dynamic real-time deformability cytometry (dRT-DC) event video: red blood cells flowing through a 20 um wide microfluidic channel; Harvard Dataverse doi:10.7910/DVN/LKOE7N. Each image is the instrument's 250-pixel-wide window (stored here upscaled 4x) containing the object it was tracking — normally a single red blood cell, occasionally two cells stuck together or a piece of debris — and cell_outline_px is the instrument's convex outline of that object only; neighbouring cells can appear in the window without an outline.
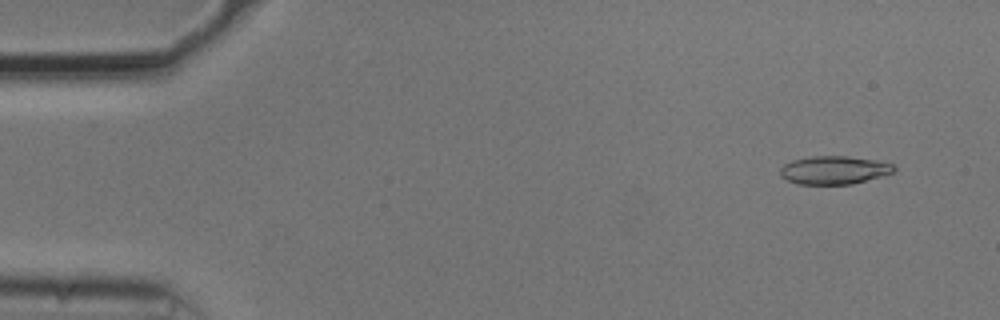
{"species": "common noctule bat (a hibernating species)", "species_latin": "Nyctalus noctula", "temperature_condition": "cold", "stored_images_in_passage": 20, "camera_frame_rate_fps": 3000, "um_per_image_px": 0.085, "animal": {"sex": "male", "body_mass_g": 20.5, "forearm_length_mm": 52.5}, "frame": {"image": 1, "passage_image": 4, "time_ms": 1.0, "image_size_px": [1000, 320], "cell_outline_px": [[896, 172], [852, 184], [800, 184], [788, 180], [780, 176], [780, 168], [784, 164], [792, 160], [812, 156], [848, 156], [876, 160], [892, 164], [896, 168]], "centroid_in_image_um": [70.91, 14.45], "position_along_channel_um": 14.1, "area_um2": 18.73}}
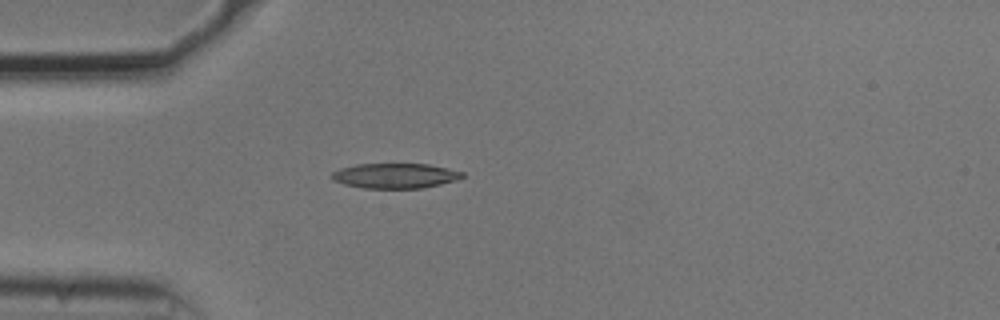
{"frame": {"image": 2, "passage_image": 15, "time_ms": 4.667, "image_size_px": [1000, 320], "cell_outline_px": [[464, 176], [460, 180], [420, 188], [364, 188], [344, 184], [332, 180], [328, 176], [332, 172], [340, 168], [356, 164], [428, 164], [464, 172]], "centroid_in_image_um": [33.56, 14.94], "position_along_channel_um": 51.4, "area_um2": 19.13}}
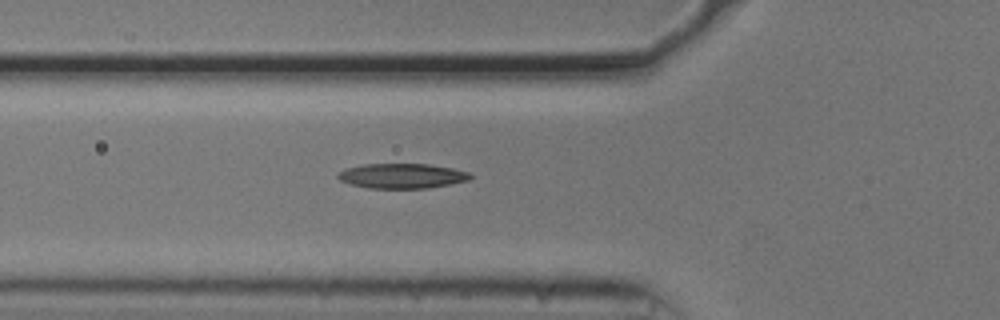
{"frame": {"image": 3, "passage_image": 19, "time_ms": 6.0, "image_size_px": [1000, 320], "cell_outline_px": [[472, 176], [468, 180], [428, 188], [368, 188], [352, 184], [340, 180], [336, 176], [340, 172], [348, 168], [364, 164], [428, 164], [452, 168], [468, 172]], "centroid_in_image_um": [34.17, 14.95], "position_along_channel_um": 91.6, "area_um2": 18.9}}